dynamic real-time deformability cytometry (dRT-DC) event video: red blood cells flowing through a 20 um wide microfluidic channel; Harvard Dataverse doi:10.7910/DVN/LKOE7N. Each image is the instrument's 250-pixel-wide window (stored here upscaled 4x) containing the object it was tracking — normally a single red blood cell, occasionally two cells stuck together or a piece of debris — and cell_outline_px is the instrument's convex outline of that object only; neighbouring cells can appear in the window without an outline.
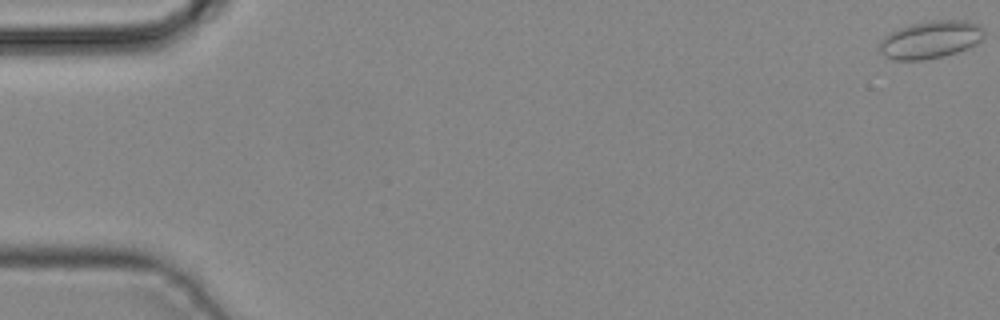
{"species": "common noctule bat (a hibernating species)", "species_latin": "Nyctalus noctula", "temperature_condition": "cold", "stored_images_in_passage": 45, "camera_frame_rate_fps": 3000, "um_per_image_px": 0.085, "animal": {"sex": "male", "body_mass_g": 19.2, "forearm_length_mm": 51.8}, "frame": {"image": 1, "passage_image": 1, "time_ms": 0.0, "image_size_px": [1000, 320], "cell_outline_px": [[984, 36], [976, 44], [968, 48], [956, 52], [924, 60], [892, 60], [884, 56], [880, 52], [880, 40], [884, 36], [908, 24], [932, 20], [964, 20], [980, 24], [984, 28]], "centroid_in_image_um": [79.1, 3.36], "position_along_channel_um": 5.9, "area_um2": 23.0}}
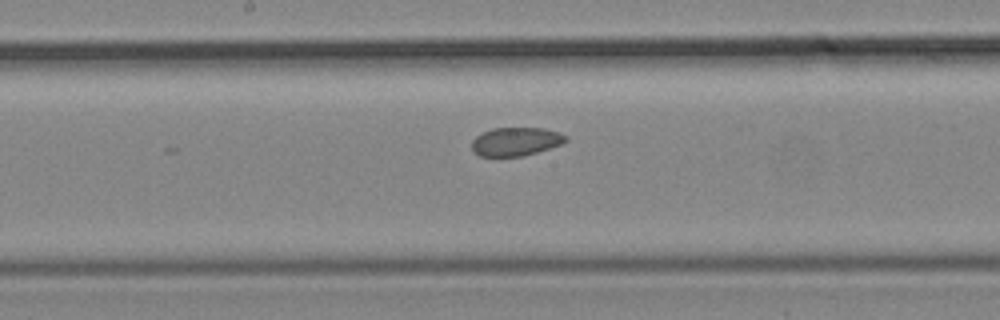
{"frame": {"image": 2, "passage_image": 24, "time_ms": 7.667, "image_size_px": [1000, 320], "cell_outline_px": [[568, 140], [560, 144], [524, 156], [496, 160], [480, 156], [472, 152], [472, 140], [476, 136], [492, 128], [544, 128], [560, 132], [568, 136]], "centroid_in_image_um": [43.79, 12.08], "position_along_channel_um": 204.4, "area_um2": 16.24}}
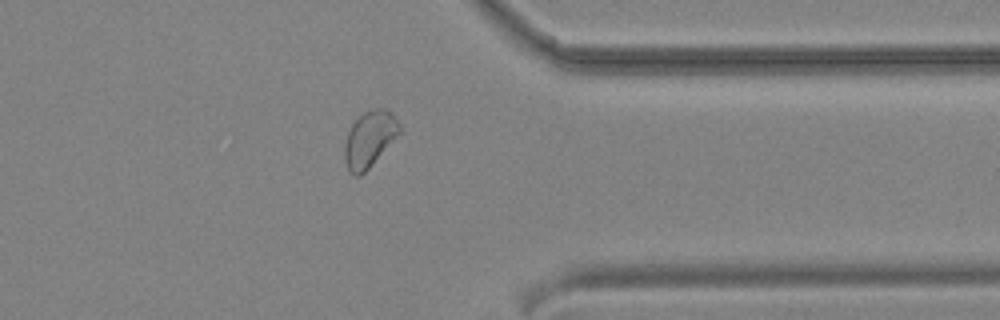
{"frame": {"image": 3, "passage_image": 36, "time_ms": 11.667, "image_size_px": [1000, 320], "cell_outline_px": [[400, 132], [368, 168], [360, 176], [352, 176], [348, 172], [344, 160], [344, 144], [348, 132], [352, 124], [364, 112], [376, 108], [384, 108], [392, 112], [400, 124]], "centroid_in_image_um": [31.38, 11.83], "position_along_channel_um": 380.0, "area_um2": 17.74}}